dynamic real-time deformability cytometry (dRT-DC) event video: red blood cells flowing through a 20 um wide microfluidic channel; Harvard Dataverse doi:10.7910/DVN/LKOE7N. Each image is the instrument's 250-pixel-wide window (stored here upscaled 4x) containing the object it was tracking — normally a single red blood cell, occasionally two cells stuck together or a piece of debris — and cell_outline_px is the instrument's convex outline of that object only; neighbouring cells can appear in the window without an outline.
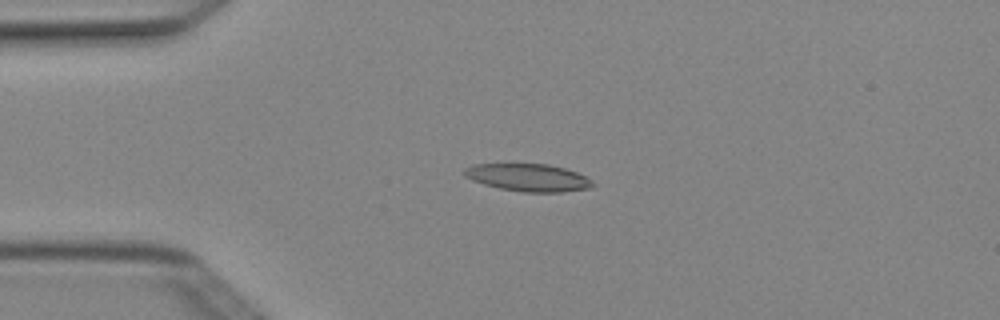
{"species": "Egyptian fruit bat (a non-hibernating species)", "species_latin": "Rousettus aegyptiacus", "temperature_condition": "cold", "stored_images_in_passage": 6, "camera_frame_rate_fps": 3000, "um_per_image_px": 0.085, "animal": {"sex": "female"}, "frame": {"image": 1, "passage_image": 4, "time_ms": 1.0, "image_size_px": [1000, 320], "cell_outline_px": [[596, 184], [592, 188], [560, 192], [524, 192], [500, 188], [484, 184], [472, 180], [464, 176], [464, 168], [472, 164], [548, 164], [564, 168], [576, 172], [592, 180]], "centroid_in_image_um": [44.91, 15.09], "position_along_channel_um": 40.1, "area_um2": 20.58}}
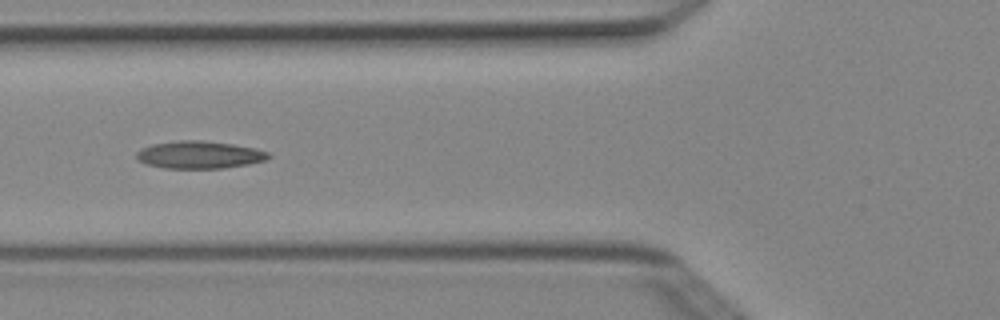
{"frame": {"image": 2, "passage_image": 6, "time_ms": 1.667, "image_size_px": [1000, 320], "cell_outline_px": [[272, 156], [268, 160], [248, 164], [224, 168], [164, 168], [144, 164], [136, 156], [136, 152], [140, 148], [152, 144], [176, 140], [200, 140], [232, 144], [256, 148], [268, 152]], "centroid_in_image_um": [16.95, 13.15], "position_along_channel_um": 108.8, "area_um2": 21.33}}